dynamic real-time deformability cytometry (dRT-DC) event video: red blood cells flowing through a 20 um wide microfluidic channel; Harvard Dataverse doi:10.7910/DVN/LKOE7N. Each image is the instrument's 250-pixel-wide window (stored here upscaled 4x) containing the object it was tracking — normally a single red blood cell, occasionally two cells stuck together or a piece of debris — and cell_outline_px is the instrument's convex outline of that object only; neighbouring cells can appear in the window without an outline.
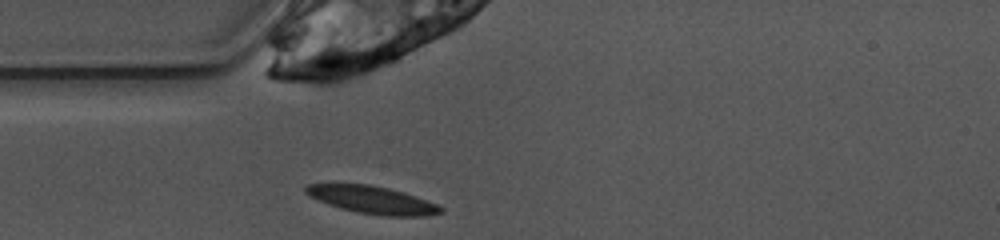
{"species": "common noctule bat (a hibernating species)", "species_latin": "Nyctalus noctula", "temperature_condition": "warm", "stored_images_in_passage": 38, "camera_frame_rate_fps": 3000, "um_per_image_px": 0.085, "animal": {"sex": "female", "body_mass_g": 10.0, "forearm_length_mm": 53.1}, "frame": {"image": 1, "passage_image": 1, "time_ms": 0.0, "image_size_px": [1000, 240], "cell_outline_px": [[444, 212], [424, 216], [384, 216], [356, 212], [340, 208], [328, 204], [308, 196], [304, 192], [304, 188], [308, 184], [372, 184], [404, 192], [416, 196], [436, 204], [444, 208]], "centroid_in_image_um": [31.64, 16.99], "position_along_channel_um": 53.4, "area_um2": 21.73}}
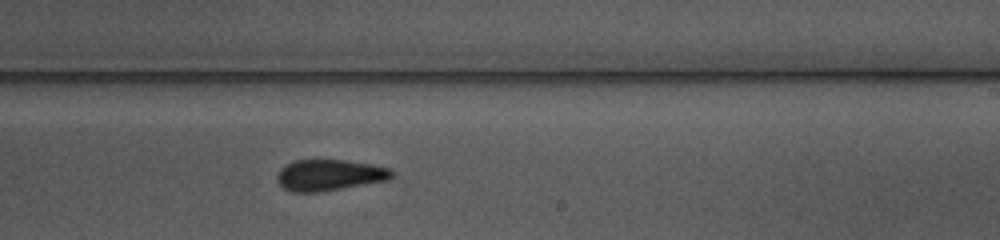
{"frame": {"image": 2, "passage_image": 17, "time_ms": 5.333, "image_size_px": [1000, 240], "cell_outline_px": [[392, 176], [388, 180], [320, 192], [292, 192], [284, 188], [276, 180], [276, 176], [280, 168], [284, 164], [296, 160], [344, 160], [372, 164], [388, 168], [392, 172]], "centroid_in_image_um": [27.95, 14.88], "position_along_channel_um": 261.1, "area_um2": 20.81}}
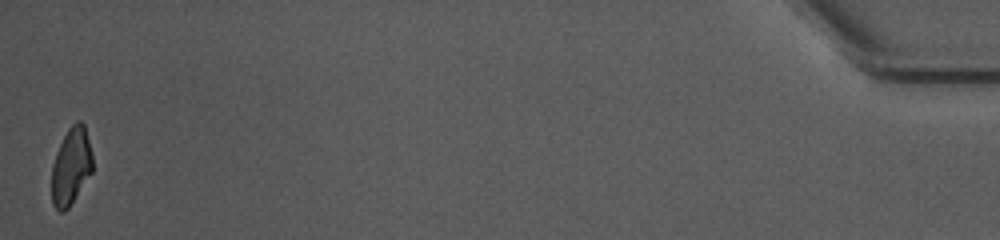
{"frame": {"image": 3, "passage_image": 38, "time_ms": 12.333, "image_size_px": [1000, 240], "cell_outline_px": [[92, 172], [68, 208], [64, 212], [60, 212], [52, 204], [52, 164], [56, 152], [68, 128], [76, 120], [80, 120], [84, 124], [92, 152]], "centroid_in_image_um": [6.04, 14.12], "position_along_channel_um": 429.2, "area_um2": 18.32}, "authors_computed_cell_mechanics": {"area_um2": 20.8369, "velocity_mm_per_s": 3.9161, "shape_relaxation_time_tau1_ms": 4.6549, "shape_relaxation_time_tau2_ms": 2.8943, "deformation_change_tau1": 0.1433, "deformation_change_tau2": 0.1004}}